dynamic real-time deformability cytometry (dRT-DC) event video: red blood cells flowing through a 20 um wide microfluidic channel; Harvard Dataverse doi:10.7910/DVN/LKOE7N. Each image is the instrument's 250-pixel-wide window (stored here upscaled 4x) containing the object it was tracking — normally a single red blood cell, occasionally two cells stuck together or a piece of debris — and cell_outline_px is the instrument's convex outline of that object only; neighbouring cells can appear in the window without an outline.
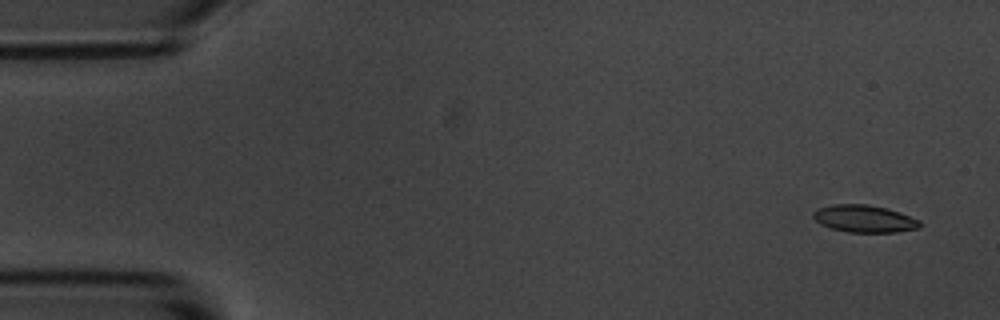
{"species": "common noctule bat (a hibernating species)", "species_latin": "Nyctalus noctula", "temperature_condition": "room temperature", "stored_images_in_passage": 5, "camera_frame_rate_fps": 3000, "um_per_image_px": 0.085, "animal": {"sex": "male", "body_mass_g": 20.1, "forearm_length_mm": 53.5}, "frame": {"image": 1, "passage_image": 1, "time_ms": 0.0, "image_size_px": [1000, 320], "cell_outline_px": [[920, 228], [896, 232], [848, 232], [832, 228], [820, 224], [812, 216], [812, 212], [816, 208], [832, 204], [868, 204], [888, 208], [900, 212], [920, 220]], "centroid_in_image_um": [73.45, 18.58], "position_along_channel_um": 11.5, "area_um2": 17.11}}
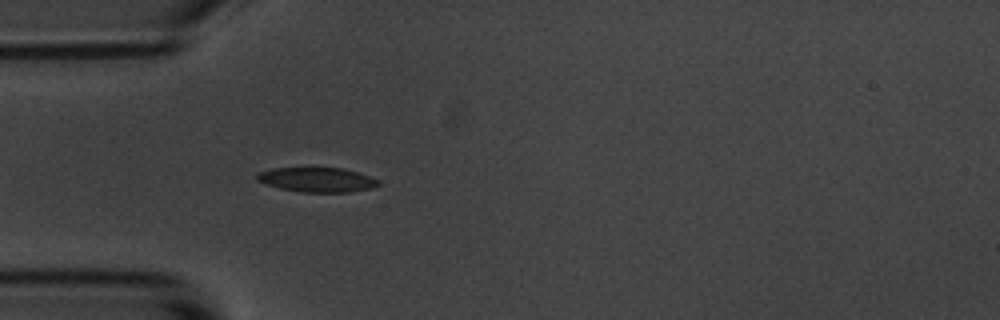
{"frame": {"image": 2, "passage_image": 5, "time_ms": 1.333, "image_size_px": [1000, 320], "cell_outline_px": [[380, 184], [372, 188], [348, 192], [300, 192], [280, 188], [256, 180], [256, 176], [260, 172], [272, 168], [340, 168], [356, 172], [380, 180]], "centroid_in_image_um": [26.96, 15.28], "position_along_channel_um": 58.0, "area_um2": 17.17}}